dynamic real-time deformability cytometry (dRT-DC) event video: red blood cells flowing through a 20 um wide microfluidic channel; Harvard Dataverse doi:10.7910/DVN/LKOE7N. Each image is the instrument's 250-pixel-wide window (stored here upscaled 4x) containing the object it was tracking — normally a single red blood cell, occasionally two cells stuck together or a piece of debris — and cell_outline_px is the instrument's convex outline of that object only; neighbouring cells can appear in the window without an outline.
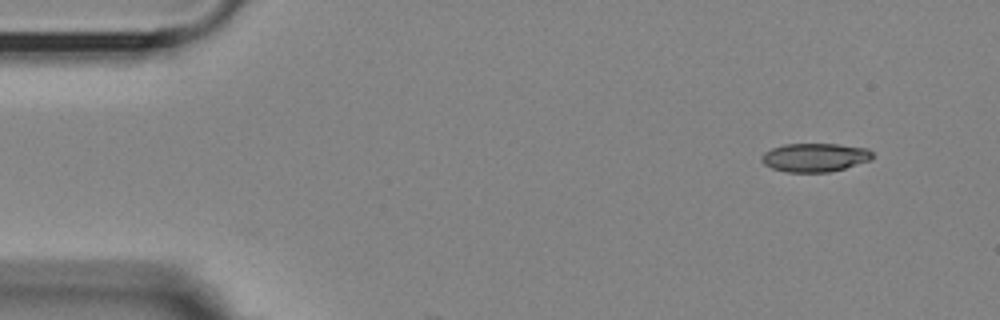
{"species": "Egyptian fruit bat (a non-hibernating species)", "species_latin": "Rousettus aegyptiacus", "temperature_condition": "room temperature", "stored_images_in_passage": 4, "camera_frame_rate_fps": 3000, "um_per_image_px": 0.085, "animal": {"sex": "female"}, "frame": {"image": 1, "passage_image": 1, "time_ms": 0.0, "image_size_px": [1000, 320], "cell_outline_px": [[872, 160], [844, 168], [828, 172], [784, 172], [772, 168], [764, 164], [760, 160], [760, 156], [764, 152], [772, 148], [784, 144], [840, 144], [868, 148], [872, 152]], "centroid_in_image_um": [69.25, 13.38], "position_along_channel_um": 15.8, "area_um2": 18.61}}